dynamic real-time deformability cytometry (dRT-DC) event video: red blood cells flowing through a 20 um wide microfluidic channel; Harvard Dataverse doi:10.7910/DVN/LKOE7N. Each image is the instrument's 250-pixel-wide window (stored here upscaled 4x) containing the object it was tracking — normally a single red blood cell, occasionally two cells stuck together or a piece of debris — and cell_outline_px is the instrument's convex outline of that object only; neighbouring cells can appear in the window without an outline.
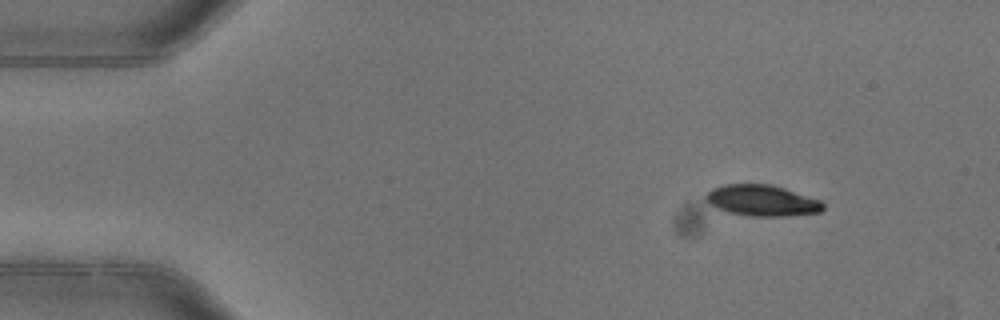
{"species": "common noctule bat (a hibernating species)", "species_latin": "Nyctalus noctula", "temperature_condition": "warm", "stored_images_in_passage": 5, "camera_frame_rate_fps": 3000, "um_per_image_px": 0.085, "animal": {"sex": "female"}, "frame": {"image": 1, "passage_image": 1, "time_ms": 0.0, "image_size_px": [1000, 320], "cell_outline_px": [[824, 208], [820, 212], [788, 216], [748, 216], [728, 212], [716, 208], [704, 200], [704, 196], [712, 188], [724, 184], [772, 184], [820, 200], [824, 204]], "centroid_in_image_um": [64.74, 17.04], "position_along_channel_um": 20.3, "area_um2": 21.33}}
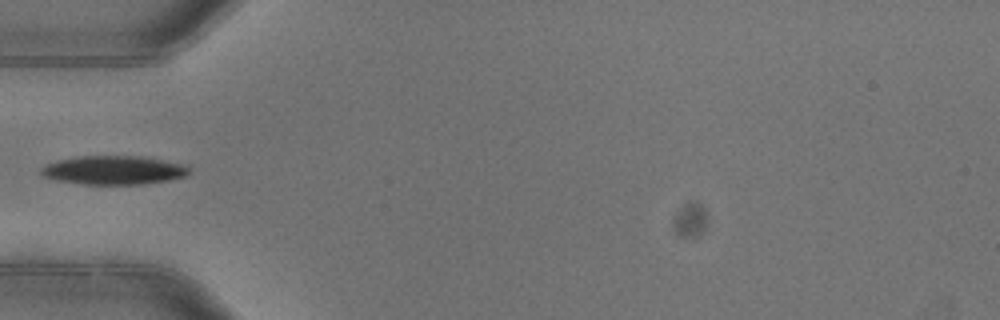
{"frame": {"image": 2, "passage_image": 4, "time_ms": 1.0, "image_size_px": [1000, 320], "cell_outline_px": [[192, 168], [188, 176], [168, 180], [140, 184], [84, 184], [56, 180], [44, 176], [40, 172], [40, 168], [44, 164], [56, 160], [76, 156], [140, 156], [184, 164]], "centroid_in_image_um": [9.66, 14.45], "position_along_channel_um": 75.3, "area_um2": 24.97}}